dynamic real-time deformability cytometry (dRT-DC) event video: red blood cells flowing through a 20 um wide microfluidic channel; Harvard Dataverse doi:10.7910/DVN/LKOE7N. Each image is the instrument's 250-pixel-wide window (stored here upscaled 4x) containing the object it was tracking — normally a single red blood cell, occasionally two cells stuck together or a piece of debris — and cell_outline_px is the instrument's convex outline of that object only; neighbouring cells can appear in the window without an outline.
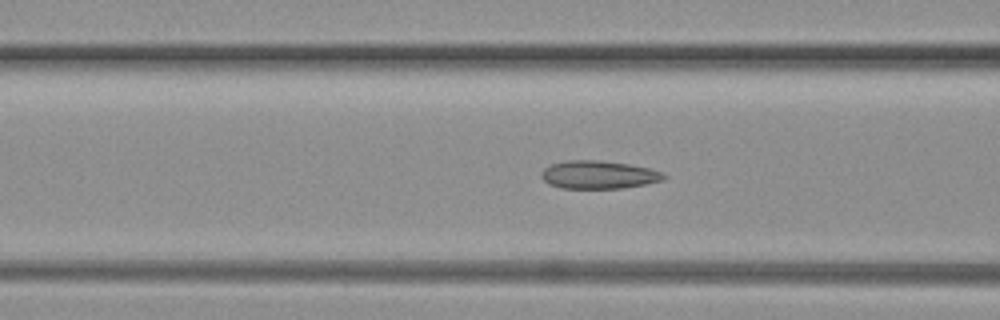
{"species": "common noctule bat (a hibernating species)", "species_latin": "Nyctalus noctula", "temperature_condition": "warm", "stored_images_in_passage": 65, "camera_frame_rate_fps": 3000, "um_per_image_px": 0.085, "animal": {"sex": "female", "body_mass_g": 19.3, "forearm_length_mm": 54.1}, "frame": {"image": 1, "passage_image": 33, "time_ms": 10.667, "image_size_px": [1000, 320], "cell_outline_px": [[668, 176], [664, 180], [624, 188], [560, 188], [548, 184], [540, 176], [540, 172], [544, 168], [552, 164], [568, 160], [600, 160], [628, 164], [648, 168], [660, 172]], "centroid_in_image_um": [50.85, 14.85], "position_along_channel_um": 115.8, "area_um2": 20.0}}
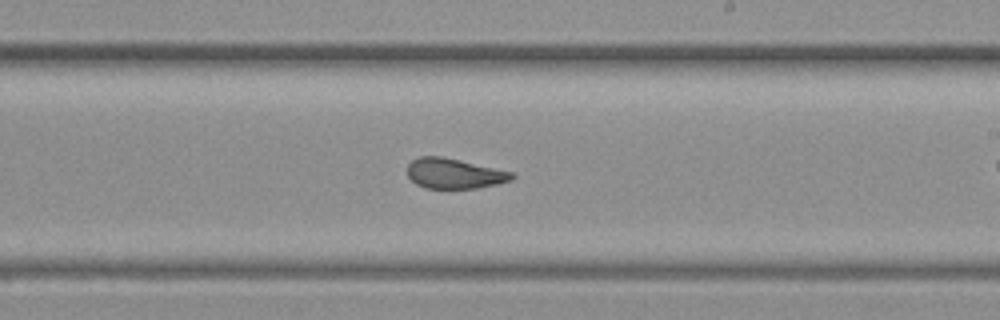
{"frame": {"image": 2, "passage_image": 49, "time_ms": 16.0, "image_size_px": [1000, 320], "cell_outline_px": [[516, 176], [512, 180], [496, 184], [476, 188], [424, 188], [416, 184], [408, 176], [408, 164], [412, 160], [420, 156], [440, 156], [460, 160], [512, 172]], "centroid_in_image_um": [38.6, 14.75], "position_along_channel_um": 250.4, "area_um2": 18.26}}
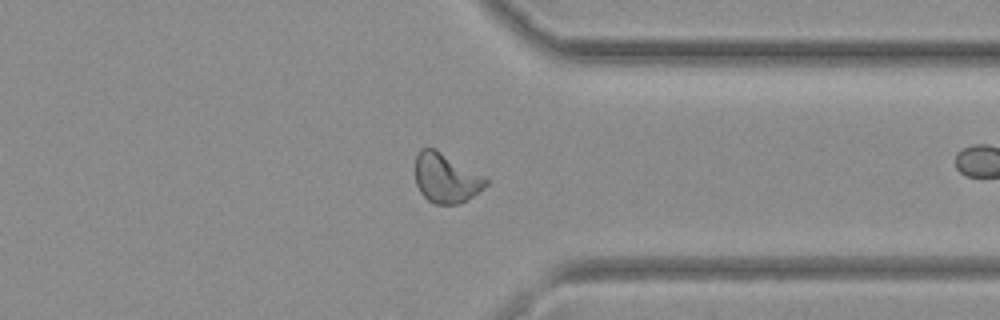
{"frame": {"image": 3, "passage_image": 64, "time_ms": 21.0, "image_size_px": [1000, 320], "cell_outline_px": [[488, 184], [484, 188], [468, 200], [456, 204], [436, 204], [428, 200], [420, 192], [416, 184], [416, 156], [420, 148], [432, 148], [440, 152], [484, 176], [488, 180]], "centroid_in_image_um": [37.91, 15.16], "position_along_channel_um": 373.5, "area_um2": 20.06}}